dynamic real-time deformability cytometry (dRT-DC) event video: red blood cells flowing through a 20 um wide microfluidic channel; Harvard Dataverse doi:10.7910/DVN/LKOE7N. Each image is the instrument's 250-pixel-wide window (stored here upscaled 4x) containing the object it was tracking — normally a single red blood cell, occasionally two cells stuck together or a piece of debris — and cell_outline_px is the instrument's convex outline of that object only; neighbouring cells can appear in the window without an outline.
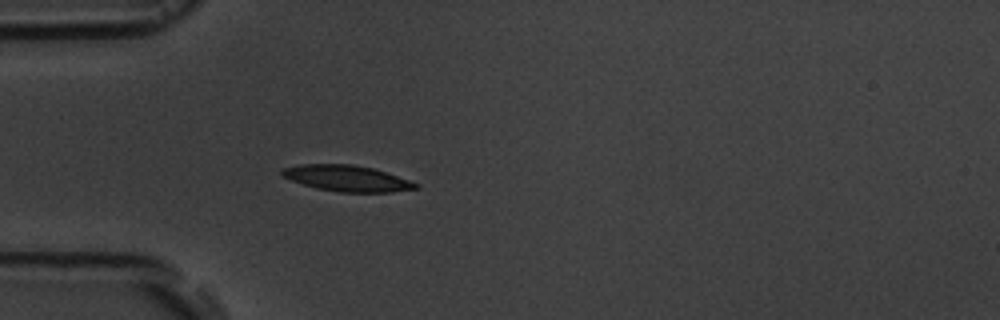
{"species": "common noctule bat (a hibernating species)", "species_latin": "Nyctalus noctula", "temperature_condition": "room temperature", "stored_images_in_passage": 4, "camera_frame_rate_fps": 3000, "um_per_image_px": 0.085, "animal": {"sex": "male", "body_mass_g": 19.5, "forearm_length_mm": 54.6}, "frame": {"image": 1, "passage_image": 4, "time_ms": 4.333, "image_size_px": [1000, 320], "cell_outline_px": [[420, 188], [392, 192], [340, 192], [316, 188], [292, 180], [284, 176], [280, 172], [284, 168], [300, 164], [352, 164], [372, 168], [420, 184]], "centroid_in_image_um": [29.51, 15.16], "position_along_channel_um": 55.5, "area_um2": 20.0}}